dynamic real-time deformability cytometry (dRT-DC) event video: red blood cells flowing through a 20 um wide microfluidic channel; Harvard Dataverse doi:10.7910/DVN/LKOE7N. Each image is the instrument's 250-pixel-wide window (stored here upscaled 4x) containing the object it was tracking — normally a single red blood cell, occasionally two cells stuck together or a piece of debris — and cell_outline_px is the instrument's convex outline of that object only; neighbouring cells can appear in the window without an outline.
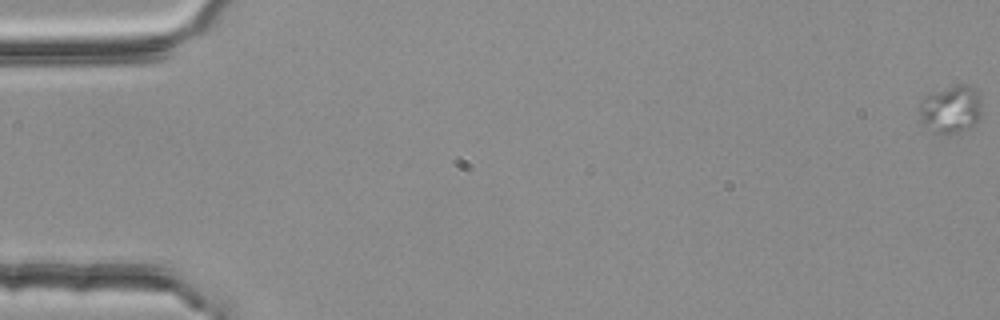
{"species": "common noctule bat (a hibernating species)", "species_latin": "Nyctalus noctula", "temperature_condition": "room temperature", "stored_images_in_passage": 4, "camera_frame_rate_fps": 3000, "um_per_image_px": 0.085, "animal": {"sex": "female", "body_mass_g": 25.1}, "frame": {"image": 1, "passage_image": 1, "time_ms": 0.0, "image_size_px": [1000, 320], "cell_outline_px": [[980, 116], [972, 124], [952, 132], [936, 132], [924, 124], [920, 120], [920, 104], [928, 96], [936, 92], [960, 84], [976, 92], [980, 96]], "centroid_in_image_um": [80.8, 9.28], "position_along_channel_um": 4.2, "area_um2": 15.95}}